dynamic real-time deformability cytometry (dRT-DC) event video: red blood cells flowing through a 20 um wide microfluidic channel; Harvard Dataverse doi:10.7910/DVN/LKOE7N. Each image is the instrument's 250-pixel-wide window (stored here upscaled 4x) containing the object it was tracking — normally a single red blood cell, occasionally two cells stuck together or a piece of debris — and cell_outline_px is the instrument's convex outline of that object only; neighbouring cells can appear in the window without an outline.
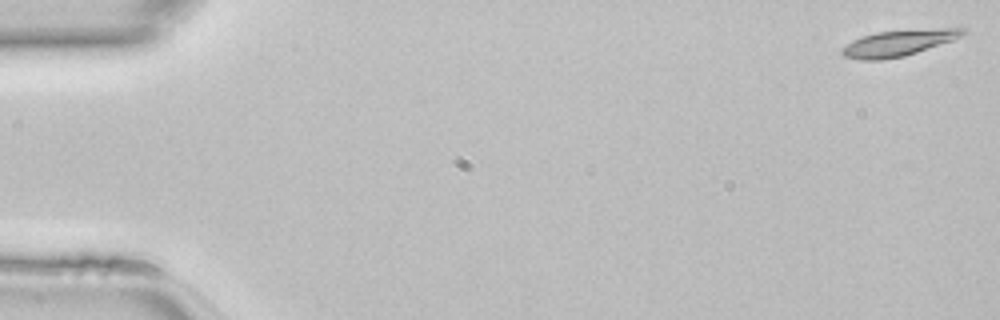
{"species": "common noctule bat (a hibernating species)", "species_latin": "Nyctalus noctula", "temperature_condition": "room temperature", "stored_images_in_passage": 47, "camera_frame_rate_fps": 3000, "um_per_image_px": 0.085, "animal": {"sex": "female", "body_mass_g": 22.7, "forearm_length_mm": 54.2}, "frame": {"image": 1, "passage_image": 1, "time_ms": 0.0, "image_size_px": [1000, 320], "cell_outline_px": [[968, 32], [952, 40], [904, 56], [884, 60], [860, 60], [844, 56], [840, 52], [840, 48], [852, 40], [876, 32], [940, 28], [964, 28]], "centroid_in_image_um": [76.32, 3.66], "position_along_channel_um": 8.7, "area_um2": 18.21}}
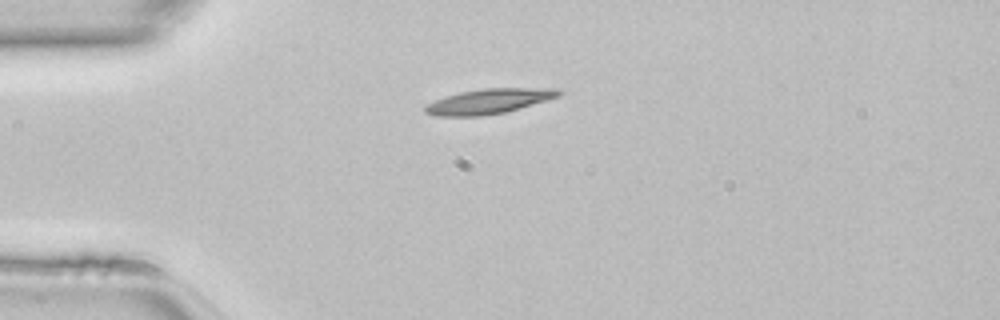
{"frame": {"image": 2, "passage_image": 12, "time_ms": 3.667, "image_size_px": [1000, 320], "cell_outline_px": [[564, 92], [560, 96], [520, 108], [504, 112], [480, 116], [436, 116], [424, 112], [424, 108], [428, 104], [436, 100], [460, 92], [484, 88], [556, 88]], "centroid_in_image_um": [41.59, 8.6], "position_along_channel_um": 43.4, "area_um2": 19.25}}
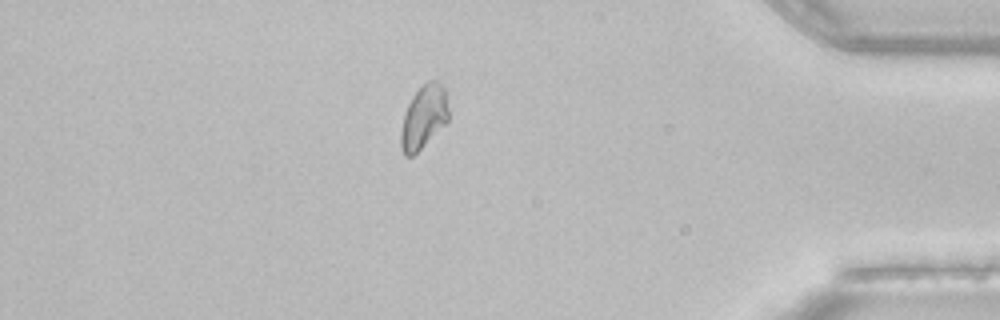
{"frame": {"image": 3, "passage_image": 41, "time_ms": 13.333, "image_size_px": [1000, 320], "cell_outline_px": [[448, 120], [412, 156], [404, 156], [400, 148], [400, 132], [404, 112], [412, 96], [428, 80], [436, 80], [444, 88], [448, 108]], "centroid_in_image_um": [35.97, 9.95], "position_along_channel_um": 399.2, "area_um2": 17.28}}